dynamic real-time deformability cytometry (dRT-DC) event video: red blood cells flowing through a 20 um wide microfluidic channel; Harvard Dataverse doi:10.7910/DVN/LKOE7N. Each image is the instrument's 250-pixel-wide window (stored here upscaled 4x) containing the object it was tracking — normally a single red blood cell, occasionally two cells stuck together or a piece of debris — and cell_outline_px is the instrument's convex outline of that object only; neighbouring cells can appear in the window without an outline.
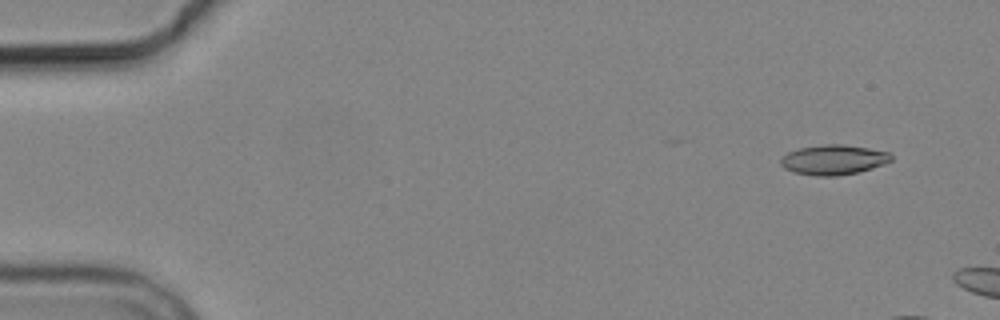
{"species": "common noctule bat (a hibernating species)", "species_latin": "Nyctalus noctula", "temperature_condition": "cold", "stored_images_in_passage": 2, "camera_frame_rate_fps": 3000, "um_per_image_px": 0.085, "animal": {"sex": "male", "body_mass_g": 19.2, "forearm_length_mm": 51.8}, "frame": {"image": 1, "passage_image": 1, "time_ms": 0.0, "image_size_px": [1000, 320], "cell_outline_px": [[892, 160], [884, 164], [872, 168], [856, 172], [836, 176], [816, 176], [796, 172], [784, 168], [780, 164], [780, 160], [788, 152], [800, 148], [824, 144], [844, 144], [868, 148], [888, 152], [892, 156]], "centroid_in_image_um": [70.85, 13.57], "position_along_channel_um": 14.1, "area_um2": 19.07}}